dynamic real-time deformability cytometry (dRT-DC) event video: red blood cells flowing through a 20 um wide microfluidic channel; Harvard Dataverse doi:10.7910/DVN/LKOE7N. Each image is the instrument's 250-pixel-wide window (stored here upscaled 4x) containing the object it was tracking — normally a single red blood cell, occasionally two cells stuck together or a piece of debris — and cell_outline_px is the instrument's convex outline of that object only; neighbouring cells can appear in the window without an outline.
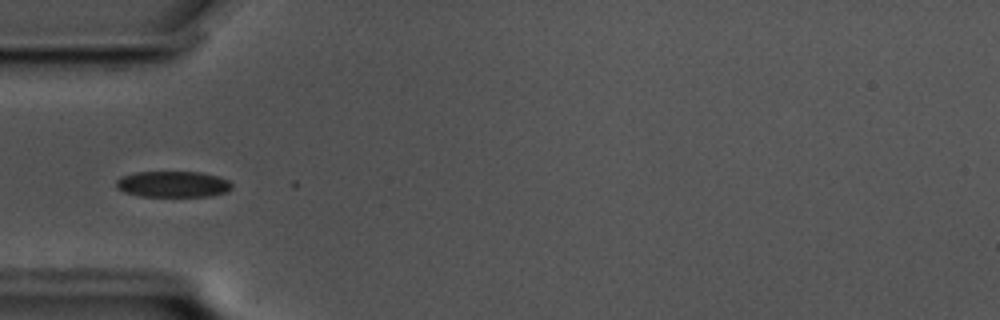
{"species": "common noctule bat (a hibernating species)", "species_latin": "Nyctalus noctula", "temperature_condition": "cold", "stored_images_in_passage": 11, "camera_frame_rate_fps": 3000, "um_per_image_px": 0.085, "animal": {"sex": "male", "body_mass_g": 17.5, "forearm_length_mm": 52.3}, "frame": {"image": 1, "passage_image": 1, "time_ms": 0.0, "image_size_px": [1000, 320], "cell_outline_px": [[232, 188], [228, 192], [212, 196], [140, 196], [124, 192], [116, 188], [116, 180], [120, 176], [136, 172], [200, 172], [220, 176], [228, 180], [232, 184]], "centroid_in_image_um": [14.71, 15.65], "position_along_channel_um": 70.3, "area_um2": 17.8}}
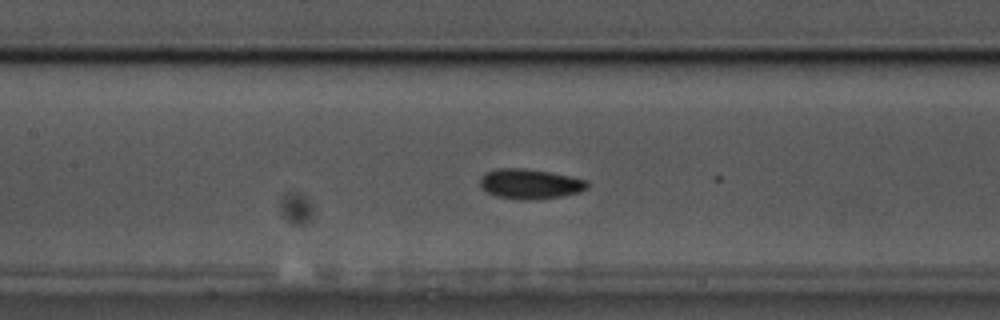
{"frame": {"image": 2, "passage_image": 9, "time_ms": 2.667, "image_size_px": [1000, 320], "cell_outline_px": [[588, 188], [580, 192], [560, 196], [532, 200], [520, 200], [496, 196], [480, 188], [480, 176], [484, 172], [500, 168], [524, 168], [548, 172], [588, 180]], "centroid_in_image_um": [45.02, 15.63], "position_along_channel_um": 162.4, "area_um2": 18.79}}